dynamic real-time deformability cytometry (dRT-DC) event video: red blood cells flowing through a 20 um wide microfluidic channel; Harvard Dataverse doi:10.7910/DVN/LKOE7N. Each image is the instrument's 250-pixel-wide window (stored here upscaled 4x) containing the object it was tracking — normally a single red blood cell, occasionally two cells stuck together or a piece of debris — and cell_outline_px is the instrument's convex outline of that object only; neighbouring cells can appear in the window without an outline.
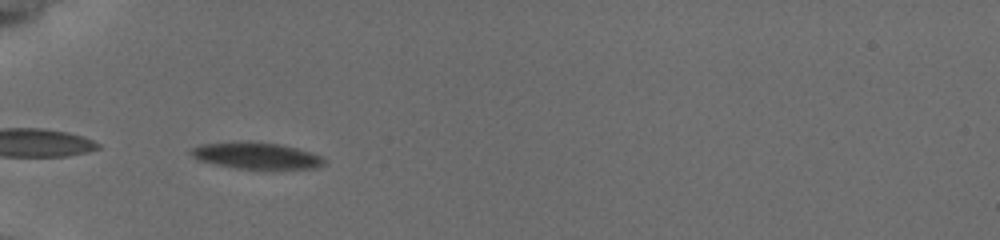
{"species": "common noctule bat (a hibernating species)", "species_latin": "Nyctalus noctula", "temperature_condition": "cold", "stored_images_in_passage": 16, "camera_frame_rate_fps": 3000, "um_per_image_px": 0.085, "animal": {"sex": "female", "body_mass_g": 19.5, "forearm_length_mm": 54.1}, "frame": {"image": 1, "passage_image": 1, "time_ms": 0.0, "image_size_px": [1000, 240], "cell_outline_px": [[324, 164], [316, 168], [236, 168], [196, 160], [188, 152], [192, 148], [204, 144], [248, 140], [280, 144], [296, 148], [320, 156], [324, 160]], "centroid_in_image_um": [21.72, 13.21], "position_along_channel_um": 63.3, "area_um2": 20.35}}
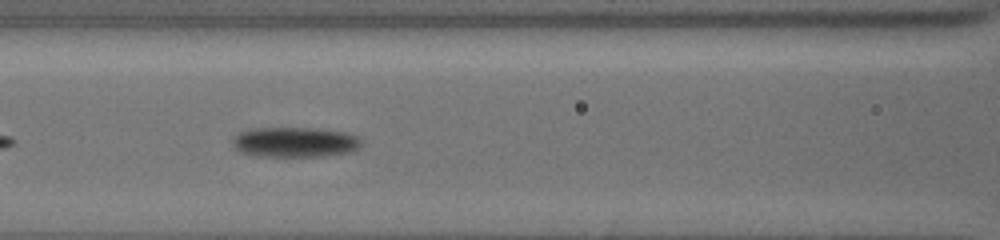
{"frame": {"image": 2, "passage_image": 6, "time_ms": 2.333, "image_size_px": [1000, 240], "cell_outline_px": [[364, 144], [360, 148], [352, 152], [324, 156], [256, 156], [240, 152], [236, 148], [232, 140], [240, 132], [248, 128], [308, 128], [344, 132], [356, 136], [364, 140]], "centroid_in_image_um": [25.11, 12.09], "position_along_channel_um": 141.5, "area_um2": 22.72}}
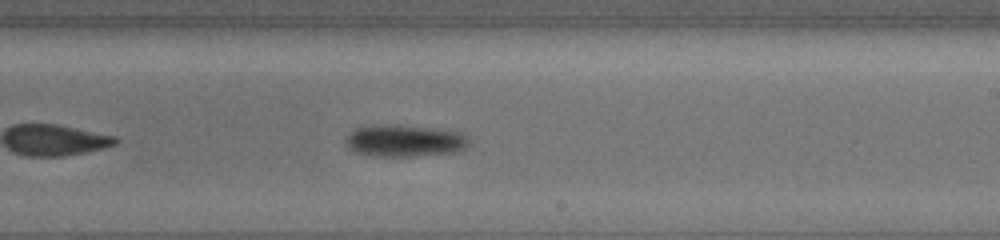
{"frame": {"image": 3, "passage_image": 14, "time_ms": 5.333, "image_size_px": [1000, 240], "cell_outline_px": [[468, 144], [460, 152], [412, 156], [368, 156], [356, 152], [348, 148], [344, 144], [344, 140], [348, 132], [356, 128], [380, 124], [436, 128], [460, 132], [468, 140]], "centroid_in_image_um": [34.33, 11.97], "position_along_channel_um": 254.7, "area_um2": 23.12}}